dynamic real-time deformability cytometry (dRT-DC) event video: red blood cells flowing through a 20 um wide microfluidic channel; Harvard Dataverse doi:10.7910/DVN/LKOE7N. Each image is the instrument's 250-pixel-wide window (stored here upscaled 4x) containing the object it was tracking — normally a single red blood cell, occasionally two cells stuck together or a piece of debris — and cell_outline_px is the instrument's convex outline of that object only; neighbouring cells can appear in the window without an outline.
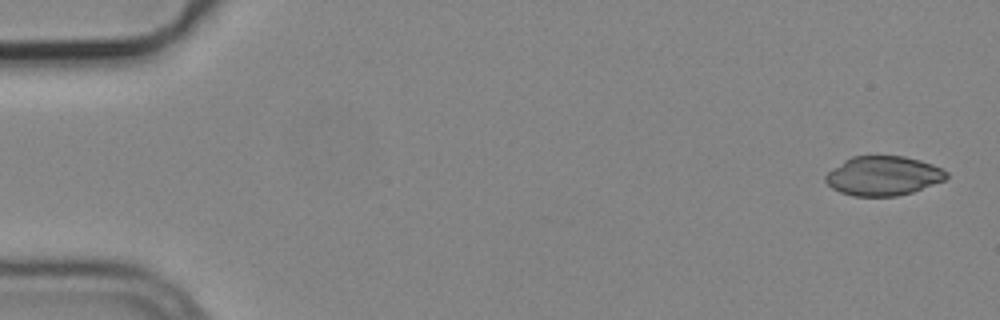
{"species": "common noctule bat (a hibernating species)", "species_latin": "Nyctalus noctula", "temperature_condition": "cold", "stored_images_in_passage": 5, "camera_frame_rate_fps": 3000, "um_per_image_px": 0.085, "animal": {"sex": "male", "body_mass_g": 19.2, "forearm_length_mm": 51.8}, "frame": {"image": 1, "passage_image": 1, "time_ms": 0.0, "image_size_px": [1000, 320], "cell_outline_px": [[948, 176], [944, 180], [912, 192], [896, 196], [852, 196], [840, 192], [832, 188], [824, 180], [824, 176], [832, 168], [844, 160], [852, 156], [904, 156], [920, 160], [932, 164], [948, 172]], "centroid_in_image_um": [75.04, 14.94], "position_along_channel_um": 10.0, "area_um2": 27.69}}
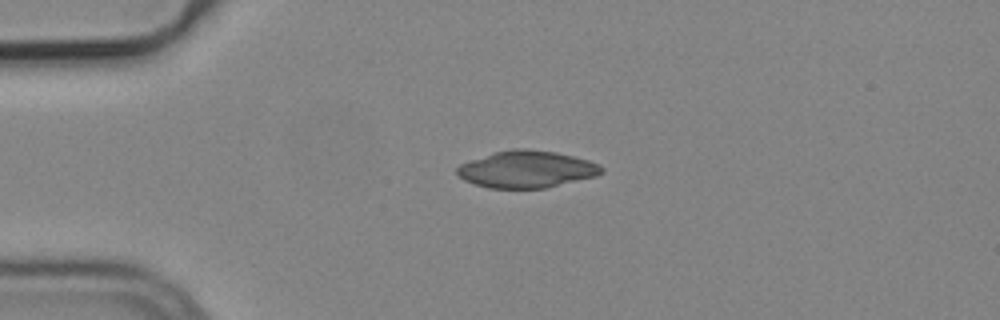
{"frame": {"image": 2, "passage_image": 4, "time_ms": 1.0, "image_size_px": [1000, 320], "cell_outline_px": [[604, 172], [596, 176], [544, 188], [488, 188], [464, 180], [456, 172], [456, 168], [460, 164], [468, 160], [496, 152], [512, 148], [528, 148], [556, 152], [588, 160], [604, 168]], "centroid_in_image_um": [44.75, 14.38], "position_along_channel_um": 40.3, "area_um2": 31.04}}